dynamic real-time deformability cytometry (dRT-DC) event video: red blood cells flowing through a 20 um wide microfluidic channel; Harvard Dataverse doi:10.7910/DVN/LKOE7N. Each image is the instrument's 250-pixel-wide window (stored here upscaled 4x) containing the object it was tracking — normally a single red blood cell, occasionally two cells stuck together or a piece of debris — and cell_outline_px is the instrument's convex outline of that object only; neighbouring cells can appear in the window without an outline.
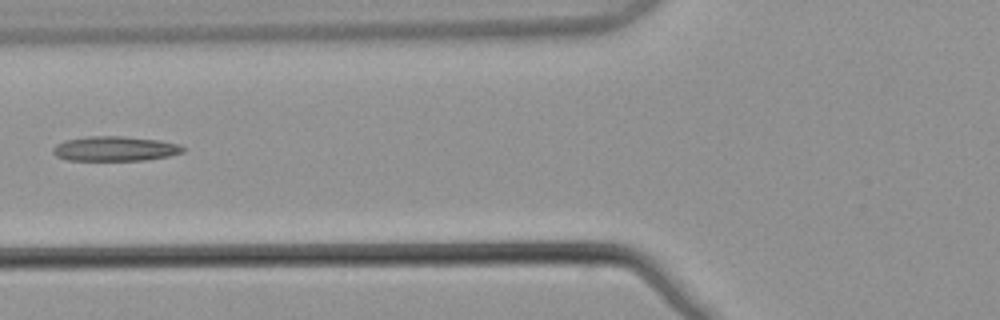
{"species": "common noctule bat (a hibernating species)", "species_latin": "Nyctalus noctula", "temperature_condition": "warm", "stored_images_in_passage": 4, "camera_frame_rate_fps": 3000, "um_per_image_px": 0.085, "animal": {"sex": "male", "body_mass_g": 21.5, "forearm_length_mm": 52.0}, "frame": {"image": 1, "passage_image": 4, "time_ms": 1.0, "image_size_px": [1000, 320], "cell_outline_px": [[184, 152], [168, 156], [144, 160], [68, 160], [56, 156], [52, 152], [52, 148], [56, 144], [64, 140], [88, 136], [124, 136], [160, 140], [180, 144], [184, 148]], "centroid_in_image_um": [9.76, 12.63], "position_along_channel_um": 116.0, "area_um2": 18.84}}